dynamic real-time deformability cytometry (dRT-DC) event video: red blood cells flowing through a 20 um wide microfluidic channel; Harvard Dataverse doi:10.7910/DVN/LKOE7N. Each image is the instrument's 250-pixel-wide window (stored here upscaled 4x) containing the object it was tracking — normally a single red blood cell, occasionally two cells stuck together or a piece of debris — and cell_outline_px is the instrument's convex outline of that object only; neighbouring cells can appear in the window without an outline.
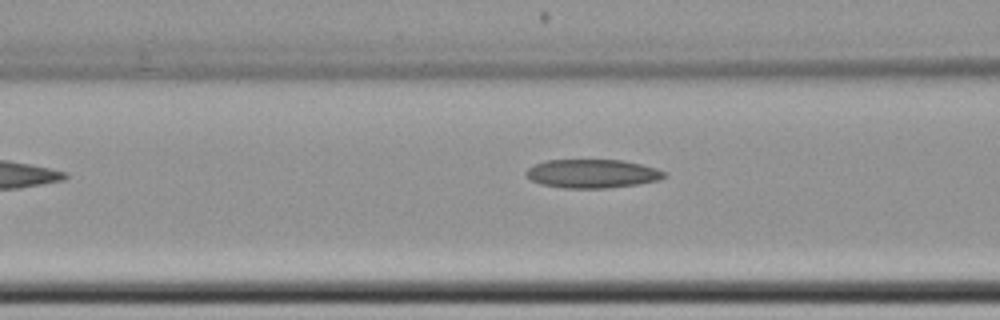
{"species": "common noctule bat (a hibernating species)", "species_latin": "Nyctalus noctula", "temperature_condition": "cold", "stored_images_in_passage": 4, "camera_frame_rate_fps": 3000, "um_per_image_px": 0.085, "animal": {"sex": "female", "body_mass_g": 22.7, "forearm_length_mm": 54.2}, "frame": {"image": 1, "passage_image": 4, "time_ms": 3.667, "image_size_px": [1000, 320], "cell_outline_px": [[668, 176], [660, 180], [640, 184], [608, 188], [564, 188], [540, 184], [524, 176], [524, 172], [528, 168], [544, 160], [624, 160], [656, 168], [668, 172]], "centroid_in_image_um": [50.37, 14.76], "position_along_channel_um": 116.2, "area_um2": 23.41}}